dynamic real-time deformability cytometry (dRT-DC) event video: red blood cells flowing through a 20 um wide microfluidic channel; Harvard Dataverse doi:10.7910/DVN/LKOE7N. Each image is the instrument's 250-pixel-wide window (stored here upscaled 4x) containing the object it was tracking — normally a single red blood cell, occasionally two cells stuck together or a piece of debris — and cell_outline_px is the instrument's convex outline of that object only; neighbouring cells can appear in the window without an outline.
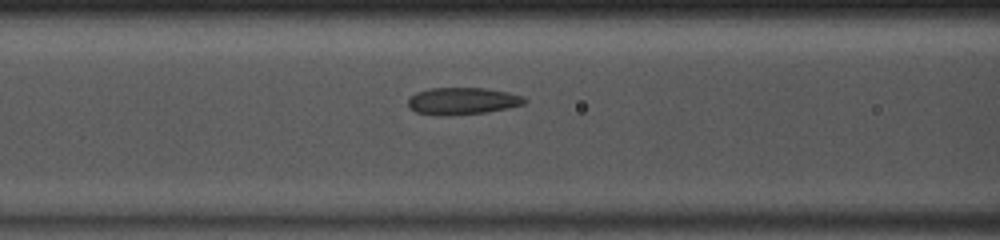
{"species": "common noctule bat (a hibernating species)", "species_latin": "Nyctalus noctula", "temperature_condition": "room temperature", "stored_images_in_passage": 37, "camera_frame_rate_fps": 3000, "um_per_image_px": 0.085, "animal": {"sex": "male", "body_mass_g": 13.0, "forearm_length_mm": 53.1}, "frame": {"image": 1, "passage_image": 8, "time_ms": 2.333, "image_size_px": [1000, 240], "cell_outline_px": [[528, 100], [524, 104], [508, 108], [484, 112], [448, 116], [440, 116], [416, 112], [408, 108], [408, 100], [416, 92], [428, 88], [484, 88], [508, 92], [524, 96]], "centroid_in_image_um": [39.3, 8.59], "position_along_channel_um": 127.3, "area_um2": 18.5}}
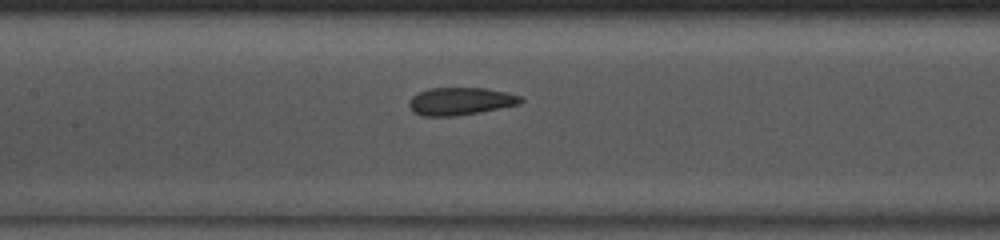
{"frame": {"image": 2, "passage_image": 11, "time_ms": 3.333, "image_size_px": [1000, 240], "cell_outline_px": [[524, 100], [520, 104], [480, 112], [452, 116], [424, 116], [416, 112], [408, 104], [408, 100], [412, 96], [428, 88], [488, 88], [508, 92], [520, 96]], "centroid_in_image_um": [39.17, 8.59], "position_along_channel_um": 168.2, "area_um2": 17.92}}
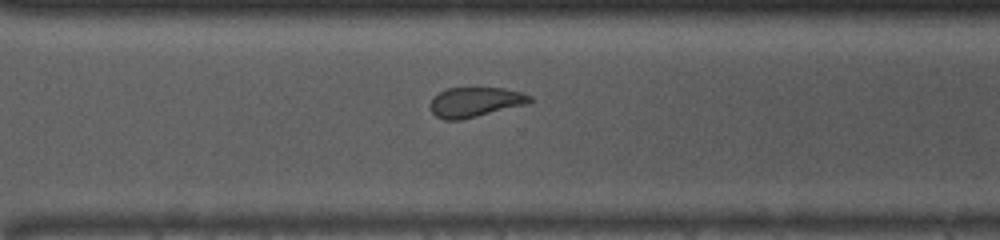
{"frame": {"image": 3, "passage_image": 23, "time_ms": 7.333, "image_size_px": [1000, 240], "cell_outline_px": [[536, 100], [528, 104], [460, 120], [444, 120], [436, 116], [432, 112], [432, 100], [440, 92], [448, 88], [504, 88], [520, 92], [532, 96]], "centroid_in_image_um": [40.46, 8.68], "position_along_channel_um": 330.1, "area_um2": 17.17}, "authors_computed_cell_mechanics": {"area_um2": 18.4382, "velocity_mm_per_s": 4.059, "shape_relaxation_time_tau1_ms": null, "shape_relaxation_time_tau2_ms": 1.7207, "deformation_change_tau1": null, "deformation_change_tau2": 0.0711}}